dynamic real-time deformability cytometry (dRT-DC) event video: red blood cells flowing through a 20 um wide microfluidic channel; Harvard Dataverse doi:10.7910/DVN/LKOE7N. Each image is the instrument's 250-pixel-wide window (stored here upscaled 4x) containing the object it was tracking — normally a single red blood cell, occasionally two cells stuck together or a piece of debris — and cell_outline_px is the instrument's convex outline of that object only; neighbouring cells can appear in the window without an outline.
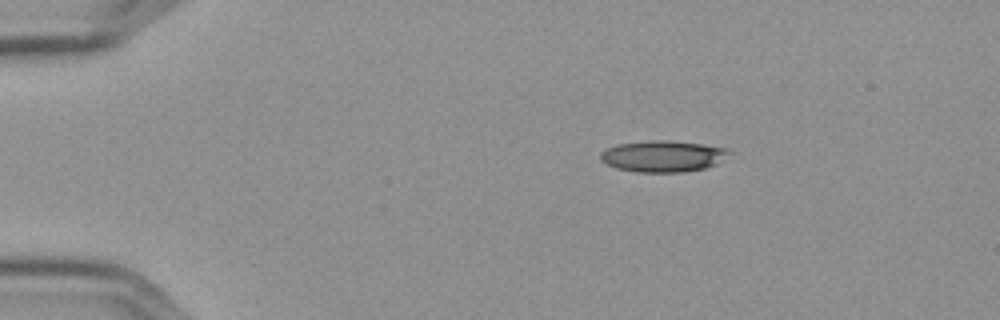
{"species": "Egyptian fruit bat (a non-hibernating species)", "species_latin": "Rousettus aegyptiacus", "temperature_condition": "cold", "stored_images_in_passage": 3, "camera_frame_rate_fps": 3000, "um_per_image_px": 0.085, "frame": {"image": 1, "passage_image": 1, "time_ms": 0.0, "image_size_px": [1000, 320], "cell_outline_px": [[732, 152], [716, 164], [704, 168], [684, 172], [636, 172], [616, 168], [600, 160], [600, 156], [608, 148], [620, 144], [652, 140], [668, 140], [700, 144], [724, 148]], "centroid_in_image_um": [56.35, 13.29], "position_along_channel_um": 28.6, "area_um2": 23.12}}